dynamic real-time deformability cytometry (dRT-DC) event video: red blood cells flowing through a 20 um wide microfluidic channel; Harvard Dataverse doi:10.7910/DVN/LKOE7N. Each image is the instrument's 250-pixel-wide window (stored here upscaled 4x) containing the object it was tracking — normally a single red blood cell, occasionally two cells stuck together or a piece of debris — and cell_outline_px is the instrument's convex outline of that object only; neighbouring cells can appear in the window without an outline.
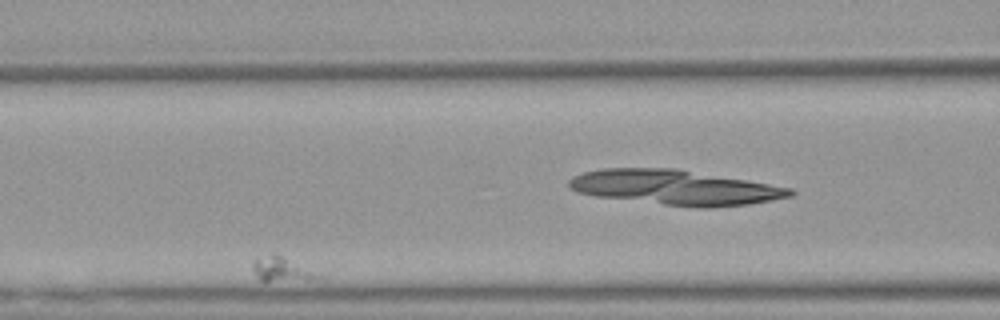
{"species": "Egyptian fruit bat (a non-hibernating species)", "species_latin": "Rousettus aegyptiacus", "temperature_condition": "warm", "stored_images_in_passage": 30, "camera_frame_rate_fps": 3000, "um_per_image_px": 0.085, "animal": {"sex": "female"}, "frame": {"image": 1, "passage_image": 19, "time_ms": 6.0, "image_size_px": [1000, 320], "cell_outline_px": [[328, 276], [324, 280], [264, 284], [256, 276], [252, 268], [252, 264], [256, 260], [272, 252], [276, 252]], "centroid_in_image_um": [24.11, 22.97], "position_along_channel_um": 142.5, "area_um2": 10.69}}